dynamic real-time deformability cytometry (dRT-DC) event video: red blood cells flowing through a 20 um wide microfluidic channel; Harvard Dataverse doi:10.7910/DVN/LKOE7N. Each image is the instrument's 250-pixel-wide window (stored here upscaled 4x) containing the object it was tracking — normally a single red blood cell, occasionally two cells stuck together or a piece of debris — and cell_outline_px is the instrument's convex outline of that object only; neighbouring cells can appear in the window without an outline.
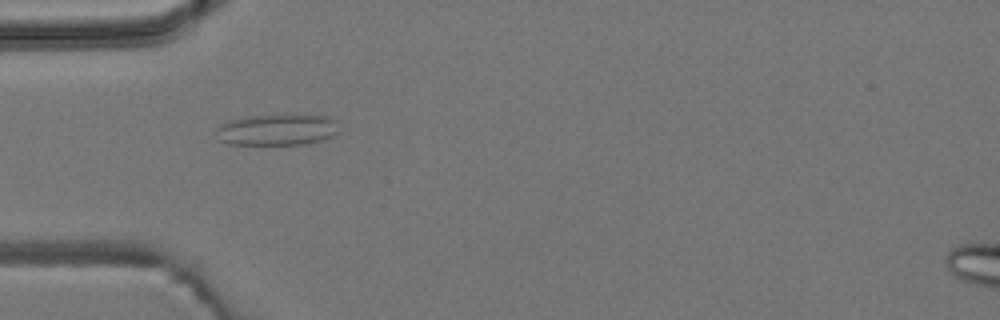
{"species": "common noctule bat (a hibernating species)", "species_latin": "Nyctalus noctula", "temperature_condition": "room temperature", "stored_images_in_passage": 5, "camera_frame_rate_fps": 3000, "um_per_image_px": 0.085, "animal": {"sex": "male", "body_mass_g": 19.2, "forearm_length_mm": 51.8}, "frame": {"image": 1, "passage_image": 4, "time_ms": 4.333, "image_size_px": [1000, 320], "cell_outline_px": [[340, 132], [332, 136], [320, 140], [304, 144], [228, 144], [220, 140], [216, 128], [220, 124], [228, 120], [248, 116], [284, 112], [288, 112], [328, 116], [336, 120]], "centroid_in_image_um": [23.6, 10.97], "position_along_channel_um": 61.4, "area_um2": 23.24}}